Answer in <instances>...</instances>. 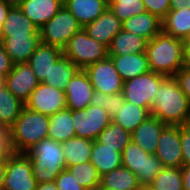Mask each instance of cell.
Here are the masks:
<instances>
[{
    "label": "cell",
    "instance_id": "6da1fadb",
    "mask_svg": "<svg viewBox=\"0 0 190 190\" xmlns=\"http://www.w3.org/2000/svg\"><path fill=\"white\" fill-rule=\"evenodd\" d=\"M150 114L167 125L190 123V103L173 76H167L159 85Z\"/></svg>",
    "mask_w": 190,
    "mask_h": 190
},
{
    "label": "cell",
    "instance_id": "7a4b0ae2",
    "mask_svg": "<svg viewBox=\"0 0 190 190\" xmlns=\"http://www.w3.org/2000/svg\"><path fill=\"white\" fill-rule=\"evenodd\" d=\"M146 55L150 71L165 76H174L183 68V40L161 31L147 42Z\"/></svg>",
    "mask_w": 190,
    "mask_h": 190
},
{
    "label": "cell",
    "instance_id": "3957f363",
    "mask_svg": "<svg viewBox=\"0 0 190 190\" xmlns=\"http://www.w3.org/2000/svg\"><path fill=\"white\" fill-rule=\"evenodd\" d=\"M25 154L30 159L32 174L37 183L55 182L66 168L62 143L45 138L33 145Z\"/></svg>",
    "mask_w": 190,
    "mask_h": 190
},
{
    "label": "cell",
    "instance_id": "277c9868",
    "mask_svg": "<svg viewBox=\"0 0 190 190\" xmlns=\"http://www.w3.org/2000/svg\"><path fill=\"white\" fill-rule=\"evenodd\" d=\"M50 118L24 106L12 126L16 153H25L33 145L48 138Z\"/></svg>",
    "mask_w": 190,
    "mask_h": 190
},
{
    "label": "cell",
    "instance_id": "5b68a950",
    "mask_svg": "<svg viewBox=\"0 0 190 190\" xmlns=\"http://www.w3.org/2000/svg\"><path fill=\"white\" fill-rule=\"evenodd\" d=\"M63 55L69 58L79 69L108 57V48L88 36L84 28L79 30L63 48Z\"/></svg>",
    "mask_w": 190,
    "mask_h": 190
},
{
    "label": "cell",
    "instance_id": "8992f818",
    "mask_svg": "<svg viewBox=\"0 0 190 190\" xmlns=\"http://www.w3.org/2000/svg\"><path fill=\"white\" fill-rule=\"evenodd\" d=\"M121 159L122 166L138 177L142 187L149 186L163 168L155 154L146 152L132 140L124 148Z\"/></svg>",
    "mask_w": 190,
    "mask_h": 190
},
{
    "label": "cell",
    "instance_id": "52a82bcc",
    "mask_svg": "<svg viewBox=\"0 0 190 190\" xmlns=\"http://www.w3.org/2000/svg\"><path fill=\"white\" fill-rule=\"evenodd\" d=\"M82 29L78 20L63 6L57 14L47 21L39 30L41 43L63 48L68 41Z\"/></svg>",
    "mask_w": 190,
    "mask_h": 190
},
{
    "label": "cell",
    "instance_id": "ba28073f",
    "mask_svg": "<svg viewBox=\"0 0 190 190\" xmlns=\"http://www.w3.org/2000/svg\"><path fill=\"white\" fill-rule=\"evenodd\" d=\"M166 77L165 75L149 71L124 81L122 89L124 100L151 110L159 85Z\"/></svg>",
    "mask_w": 190,
    "mask_h": 190
},
{
    "label": "cell",
    "instance_id": "9c48e42d",
    "mask_svg": "<svg viewBox=\"0 0 190 190\" xmlns=\"http://www.w3.org/2000/svg\"><path fill=\"white\" fill-rule=\"evenodd\" d=\"M76 137L95 141L98 135L112 122L109 114L99 106L72 111Z\"/></svg>",
    "mask_w": 190,
    "mask_h": 190
},
{
    "label": "cell",
    "instance_id": "30bf717a",
    "mask_svg": "<svg viewBox=\"0 0 190 190\" xmlns=\"http://www.w3.org/2000/svg\"><path fill=\"white\" fill-rule=\"evenodd\" d=\"M30 159L25 153H15L6 158L4 190H36Z\"/></svg>",
    "mask_w": 190,
    "mask_h": 190
},
{
    "label": "cell",
    "instance_id": "8fae6325",
    "mask_svg": "<svg viewBox=\"0 0 190 190\" xmlns=\"http://www.w3.org/2000/svg\"><path fill=\"white\" fill-rule=\"evenodd\" d=\"M84 71L87 73L94 90L108 95L122 92L124 81L109 57L91 64Z\"/></svg>",
    "mask_w": 190,
    "mask_h": 190
},
{
    "label": "cell",
    "instance_id": "7c38bea8",
    "mask_svg": "<svg viewBox=\"0 0 190 190\" xmlns=\"http://www.w3.org/2000/svg\"><path fill=\"white\" fill-rule=\"evenodd\" d=\"M25 107L43 115H54L66 109L65 92L41 82L25 102Z\"/></svg>",
    "mask_w": 190,
    "mask_h": 190
},
{
    "label": "cell",
    "instance_id": "4fadbf2b",
    "mask_svg": "<svg viewBox=\"0 0 190 190\" xmlns=\"http://www.w3.org/2000/svg\"><path fill=\"white\" fill-rule=\"evenodd\" d=\"M154 154L163 167L181 168L183 166L180 126L167 125L163 129Z\"/></svg>",
    "mask_w": 190,
    "mask_h": 190
},
{
    "label": "cell",
    "instance_id": "5bb4252c",
    "mask_svg": "<svg viewBox=\"0 0 190 190\" xmlns=\"http://www.w3.org/2000/svg\"><path fill=\"white\" fill-rule=\"evenodd\" d=\"M39 83L28 62L15 63L4 80L8 90L23 103L29 99Z\"/></svg>",
    "mask_w": 190,
    "mask_h": 190
},
{
    "label": "cell",
    "instance_id": "9a60e30c",
    "mask_svg": "<svg viewBox=\"0 0 190 190\" xmlns=\"http://www.w3.org/2000/svg\"><path fill=\"white\" fill-rule=\"evenodd\" d=\"M66 108L72 111L85 109L91 104L94 93L87 73L79 69L65 89Z\"/></svg>",
    "mask_w": 190,
    "mask_h": 190
},
{
    "label": "cell",
    "instance_id": "2e32d148",
    "mask_svg": "<svg viewBox=\"0 0 190 190\" xmlns=\"http://www.w3.org/2000/svg\"><path fill=\"white\" fill-rule=\"evenodd\" d=\"M88 36L109 47L112 39L122 30V21L107 8L96 20L84 27Z\"/></svg>",
    "mask_w": 190,
    "mask_h": 190
},
{
    "label": "cell",
    "instance_id": "e0dca14e",
    "mask_svg": "<svg viewBox=\"0 0 190 190\" xmlns=\"http://www.w3.org/2000/svg\"><path fill=\"white\" fill-rule=\"evenodd\" d=\"M0 43L14 64L25 63L41 43V38L40 35L0 36Z\"/></svg>",
    "mask_w": 190,
    "mask_h": 190
},
{
    "label": "cell",
    "instance_id": "ac0fdd59",
    "mask_svg": "<svg viewBox=\"0 0 190 190\" xmlns=\"http://www.w3.org/2000/svg\"><path fill=\"white\" fill-rule=\"evenodd\" d=\"M117 73L123 81L135 78L150 71V64L146 52L128 55H108Z\"/></svg>",
    "mask_w": 190,
    "mask_h": 190
},
{
    "label": "cell",
    "instance_id": "d6986e66",
    "mask_svg": "<svg viewBox=\"0 0 190 190\" xmlns=\"http://www.w3.org/2000/svg\"><path fill=\"white\" fill-rule=\"evenodd\" d=\"M166 126L167 124L150 115L131 133V140L146 152L154 154L158 139Z\"/></svg>",
    "mask_w": 190,
    "mask_h": 190
},
{
    "label": "cell",
    "instance_id": "ffe728a7",
    "mask_svg": "<svg viewBox=\"0 0 190 190\" xmlns=\"http://www.w3.org/2000/svg\"><path fill=\"white\" fill-rule=\"evenodd\" d=\"M63 56V50L56 46L40 43L30 56L28 64L34 71L36 78L41 83L49 77L52 66Z\"/></svg>",
    "mask_w": 190,
    "mask_h": 190
},
{
    "label": "cell",
    "instance_id": "44dd1931",
    "mask_svg": "<svg viewBox=\"0 0 190 190\" xmlns=\"http://www.w3.org/2000/svg\"><path fill=\"white\" fill-rule=\"evenodd\" d=\"M64 6V0H23V13L40 29Z\"/></svg>",
    "mask_w": 190,
    "mask_h": 190
},
{
    "label": "cell",
    "instance_id": "7402d4cb",
    "mask_svg": "<svg viewBox=\"0 0 190 190\" xmlns=\"http://www.w3.org/2000/svg\"><path fill=\"white\" fill-rule=\"evenodd\" d=\"M122 30L150 41L162 31V20L146 11L123 21Z\"/></svg>",
    "mask_w": 190,
    "mask_h": 190
},
{
    "label": "cell",
    "instance_id": "603a6c76",
    "mask_svg": "<svg viewBox=\"0 0 190 190\" xmlns=\"http://www.w3.org/2000/svg\"><path fill=\"white\" fill-rule=\"evenodd\" d=\"M40 35L39 28L23 13L19 6L10 8L0 30V36Z\"/></svg>",
    "mask_w": 190,
    "mask_h": 190
},
{
    "label": "cell",
    "instance_id": "cb8c5ba5",
    "mask_svg": "<svg viewBox=\"0 0 190 190\" xmlns=\"http://www.w3.org/2000/svg\"><path fill=\"white\" fill-rule=\"evenodd\" d=\"M64 6L84 28L108 8V3L105 0H64Z\"/></svg>",
    "mask_w": 190,
    "mask_h": 190
},
{
    "label": "cell",
    "instance_id": "d4e9b609",
    "mask_svg": "<svg viewBox=\"0 0 190 190\" xmlns=\"http://www.w3.org/2000/svg\"><path fill=\"white\" fill-rule=\"evenodd\" d=\"M122 153L115 148L93 141L90 162L97 169L100 176L122 166Z\"/></svg>",
    "mask_w": 190,
    "mask_h": 190
},
{
    "label": "cell",
    "instance_id": "484cf974",
    "mask_svg": "<svg viewBox=\"0 0 190 190\" xmlns=\"http://www.w3.org/2000/svg\"><path fill=\"white\" fill-rule=\"evenodd\" d=\"M147 40L134 33L121 30L108 47V55H128L145 52Z\"/></svg>",
    "mask_w": 190,
    "mask_h": 190
},
{
    "label": "cell",
    "instance_id": "4316f807",
    "mask_svg": "<svg viewBox=\"0 0 190 190\" xmlns=\"http://www.w3.org/2000/svg\"><path fill=\"white\" fill-rule=\"evenodd\" d=\"M162 31L179 39L190 37V9L170 10L162 20Z\"/></svg>",
    "mask_w": 190,
    "mask_h": 190
},
{
    "label": "cell",
    "instance_id": "83f0119b",
    "mask_svg": "<svg viewBox=\"0 0 190 190\" xmlns=\"http://www.w3.org/2000/svg\"><path fill=\"white\" fill-rule=\"evenodd\" d=\"M93 140L73 137L62 142L66 167L90 161Z\"/></svg>",
    "mask_w": 190,
    "mask_h": 190
},
{
    "label": "cell",
    "instance_id": "f1b7e54d",
    "mask_svg": "<svg viewBox=\"0 0 190 190\" xmlns=\"http://www.w3.org/2000/svg\"><path fill=\"white\" fill-rule=\"evenodd\" d=\"M100 185L114 190H142L138 177L124 166L102 175Z\"/></svg>",
    "mask_w": 190,
    "mask_h": 190
},
{
    "label": "cell",
    "instance_id": "f546056e",
    "mask_svg": "<svg viewBox=\"0 0 190 190\" xmlns=\"http://www.w3.org/2000/svg\"><path fill=\"white\" fill-rule=\"evenodd\" d=\"M150 115L148 108L124 101L123 106L119 107L118 114L112 121L132 133Z\"/></svg>",
    "mask_w": 190,
    "mask_h": 190
},
{
    "label": "cell",
    "instance_id": "4dcf8cb0",
    "mask_svg": "<svg viewBox=\"0 0 190 190\" xmlns=\"http://www.w3.org/2000/svg\"><path fill=\"white\" fill-rule=\"evenodd\" d=\"M48 138L57 142H64L76 136L73 127L72 110L64 109L49 116Z\"/></svg>",
    "mask_w": 190,
    "mask_h": 190
},
{
    "label": "cell",
    "instance_id": "1f68e13d",
    "mask_svg": "<svg viewBox=\"0 0 190 190\" xmlns=\"http://www.w3.org/2000/svg\"><path fill=\"white\" fill-rule=\"evenodd\" d=\"M25 103L15 97L5 84L0 87V123L12 127L20 116Z\"/></svg>",
    "mask_w": 190,
    "mask_h": 190
},
{
    "label": "cell",
    "instance_id": "d6a6232c",
    "mask_svg": "<svg viewBox=\"0 0 190 190\" xmlns=\"http://www.w3.org/2000/svg\"><path fill=\"white\" fill-rule=\"evenodd\" d=\"M79 68L64 55L54 63L49 73L42 83L64 90L67 88L70 79L77 73Z\"/></svg>",
    "mask_w": 190,
    "mask_h": 190
},
{
    "label": "cell",
    "instance_id": "836d02e7",
    "mask_svg": "<svg viewBox=\"0 0 190 190\" xmlns=\"http://www.w3.org/2000/svg\"><path fill=\"white\" fill-rule=\"evenodd\" d=\"M96 141L116 151L123 152L124 148L131 141V133L113 121L98 135Z\"/></svg>",
    "mask_w": 190,
    "mask_h": 190
},
{
    "label": "cell",
    "instance_id": "e575fe53",
    "mask_svg": "<svg viewBox=\"0 0 190 190\" xmlns=\"http://www.w3.org/2000/svg\"><path fill=\"white\" fill-rule=\"evenodd\" d=\"M149 187L153 190H184L181 168L163 167Z\"/></svg>",
    "mask_w": 190,
    "mask_h": 190
},
{
    "label": "cell",
    "instance_id": "d590c367",
    "mask_svg": "<svg viewBox=\"0 0 190 190\" xmlns=\"http://www.w3.org/2000/svg\"><path fill=\"white\" fill-rule=\"evenodd\" d=\"M76 180L79 185L85 189H96L100 184V178L97 169L89 162L72 165L65 168Z\"/></svg>",
    "mask_w": 190,
    "mask_h": 190
},
{
    "label": "cell",
    "instance_id": "8d00e7d4",
    "mask_svg": "<svg viewBox=\"0 0 190 190\" xmlns=\"http://www.w3.org/2000/svg\"><path fill=\"white\" fill-rule=\"evenodd\" d=\"M108 8L122 22L141 13L146 12L143 0H110Z\"/></svg>",
    "mask_w": 190,
    "mask_h": 190
},
{
    "label": "cell",
    "instance_id": "74e56055",
    "mask_svg": "<svg viewBox=\"0 0 190 190\" xmlns=\"http://www.w3.org/2000/svg\"><path fill=\"white\" fill-rule=\"evenodd\" d=\"M124 101L122 92L108 95L94 90L91 105L102 107L113 119L118 114L119 107L123 106Z\"/></svg>",
    "mask_w": 190,
    "mask_h": 190
},
{
    "label": "cell",
    "instance_id": "f35d334b",
    "mask_svg": "<svg viewBox=\"0 0 190 190\" xmlns=\"http://www.w3.org/2000/svg\"><path fill=\"white\" fill-rule=\"evenodd\" d=\"M15 153L12 127H7L0 123V158H7Z\"/></svg>",
    "mask_w": 190,
    "mask_h": 190
},
{
    "label": "cell",
    "instance_id": "ab89813d",
    "mask_svg": "<svg viewBox=\"0 0 190 190\" xmlns=\"http://www.w3.org/2000/svg\"><path fill=\"white\" fill-rule=\"evenodd\" d=\"M147 12L163 20L170 11V0H143Z\"/></svg>",
    "mask_w": 190,
    "mask_h": 190
},
{
    "label": "cell",
    "instance_id": "60d3db41",
    "mask_svg": "<svg viewBox=\"0 0 190 190\" xmlns=\"http://www.w3.org/2000/svg\"><path fill=\"white\" fill-rule=\"evenodd\" d=\"M55 184L58 190H86L79 185L78 180H76L66 169L58 175Z\"/></svg>",
    "mask_w": 190,
    "mask_h": 190
},
{
    "label": "cell",
    "instance_id": "b9f144b4",
    "mask_svg": "<svg viewBox=\"0 0 190 190\" xmlns=\"http://www.w3.org/2000/svg\"><path fill=\"white\" fill-rule=\"evenodd\" d=\"M180 139L182 150V163L190 165V125L180 126Z\"/></svg>",
    "mask_w": 190,
    "mask_h": 190
},
{
    "label": "cell",
    "instance_id": "7bdbcfd3",
    "mask_svg": "<svg viewBox=\"0 0 190 190\" xmlns=\"http://www.w3.org/2000/svg\"><path fill=\"white\" fill-rule=\"evenodd\" d=\"M173 77L190 103V69L181 68Z\"/></svg>",
    "mask_w": 190,
    "mask_h": 190
},
{
    "label": "cell",
    "instance_id": "ee69618b",
    "mask_svg": "<svg viewBox=\"0 0 190 190\" xmlns=\"http://www.w3.org/2000/svg\"><path fill=\"white\" fill-rule=\"evenodd\" d=\"M14 63L11 61L9 55L4 50L3 45L0 43V77H5L13 68Z\"/></svg>",
    "mask_w": 190,
    "mask_h": 190
},
{
    "label": "cell",
    "instance_id": "f6af8a7d",
    "mask_svg": "<svg viewBox=\"0 0 190 190\" xmlns=\"http://www.w3.org/2000/svg\"><path fill=\"white\" fill-rule=\"evenodd\" d=\"M183 68L190 69V37L183 40Z\"/></svg>",
    "mask_w": 190,
    "mask_h": 190
},
{
    "label": "cell",
    "instance_id": "bcb514c9",
    "mask_svg": "<svg viewBox=\"0 0 190 190\" xmlns=\"http://www.w3.org/2000/svg\"><path fill=\"white\" fill-rule=\"evenodd\" d=\"M183 176V188L184 190H190V165H184L181 167Z\"/></svg>",
    "mask_w": 190,
    "mask_h": 190
},
{
    "label": "cell",
    "instance_id": "7dc6e473",
    "mask_svg": "<svg viewBox=\"0 0 190 190\" xmlns=\"http://www.w3.org/2000/svg\"><path fill=\"white\" fill-rule=\"evenodd\" d=\"M190 9V0H170V10Z\"/></svg>",
    "mask_w": 190,
    "mask_h": 190
},
{
    "label": "cell",
    "instance_id": "c3c4849f",
    "mask_svg": "<svg viewBox=\"0 0 190 190\" xmlns=\"http://www.w3.org/2000/svg\"><path fill=\"white\" fill-rule=\"evenodd\" d=\"M11 7L12 6L6 4L3 0H0V30Z\"/></svg>",
    "mask_w": 190,
    "mask_h": 190
},
{
    "label": "cell",
    "instance_id": "681fc988",
    "mask_svg": "<svg viewBox=\"0 0 190 190\" xmlns=\"http://www.w3.org/2000/svg\"><path fill=\"white\" fill-rule=\"evenodd\" d=\"M5 174H6V158H0V190H4Z\"/></svg>",
    "mask_w": 190,
    "mask_h": 190
},
{
    "label": "cell",
    "instance_id": "f907efd6",
    "mask_svg": "<svg viewBox=\"0 0 190 190\" xmlns=\"http://www.w3.org/2000/svg\"><path fill=\"white\" fill-rule=\"evenodd\" d=\"M36 190H58L55 182L37 183Z\"/></svg>",
    "mask_w": 190,
    "mask_h": 190
},
{
    "label": "cell",
    "instance_id": "816d5d0a",
    "mask_svg": "<svg viewBox=\"0 0 190 190\" xmlns=\"http://www.w3.org/2000/svg\"><path fill=\"white\" fill-rule=\"evenodd\" d=\"M6 4L10 6H20L23 0H3Z\"/></svg>",
    "mask_w": 190,
    "mask_h": 190
},
{
    "label": "cell",
    "instance_id": "f5cc1de1",
    "mask_svg": "<svg viewBox=\"0 0 190 190\" xmlns=\"http://www.w3.org/2000/svg\"><path fill=\"white\" fill-rule=\"evenodd\" d=\"M96 190H114V189H109L104 186H101L100 184L96 187Z\"/></svg>",
    "mask_w": 190,
    "mask_h": 190
},
{
    "label": "cell",
    "instance_id": "db71d44e",
    "mask_svg": "<svg viewBox=\"0 0 190 190\" xmlns=\"http://www.w3.org/2000/svg\"><path fill=\"white\" fill-rule=\"evenodd\" d=\"M4 78L3 77H0V87L4 84Z\"/></svg>",
    "mask_w": 190,
    "mask_h": 190
},
{
    "label": "cell",
    "instance_id": "11a10c76",
    "mask_svg": "<svg viewBox=\"0 0 190 190\" xmlns=\"http://www.w3.org/2000/svg\"><path fill=\"white\" fill-rule=\"evenodd\" d=\"M142 190H153L149 186L142 187Z\"/></svg>",
    "mask_w": 190,
    "mask_h": 190
}]
</instances>
